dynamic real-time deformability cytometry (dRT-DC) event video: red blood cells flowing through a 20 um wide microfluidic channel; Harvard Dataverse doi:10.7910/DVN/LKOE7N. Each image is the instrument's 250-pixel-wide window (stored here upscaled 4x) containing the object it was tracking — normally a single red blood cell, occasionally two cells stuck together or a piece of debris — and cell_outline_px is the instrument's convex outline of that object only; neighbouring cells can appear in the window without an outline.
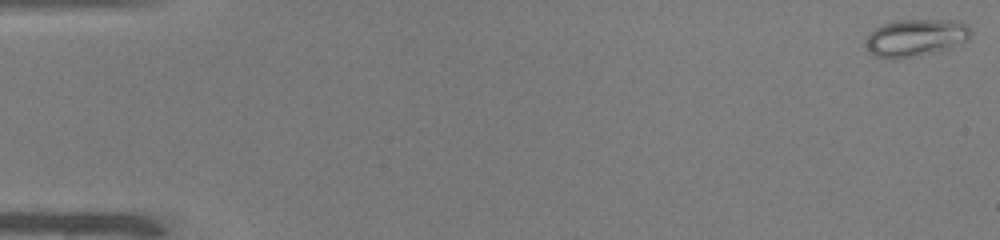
{"species": "common noctule bat (a hibernating species)", "species_latin": "Nyctalus noctula", "temperature_condition": "warm", "stored_images_in_passage": 50, "camera_frame_rate_fps": 3000, "um_per_image_px": 0.085, "animal": {"sex": "male", "body_mass_g": 19.0, "forearm_length_mm": 50.8}, "frame": {"image": 1, "passage_image": 1, "time_ms": 0.0, "image_size_px": [1000, 240], "cell_outline_px": [[972, 32], [968, 40], [948, 48], [892, 60], [876, 56], [868, 52], [868, 36], [876, 28], [884, 24], [896, 20], [956, 20], [968, 24]], "centroid_in_image_um": [77.87, 3.19], "position_along_channel_um": 7.1, "area_um2": 22.43}}
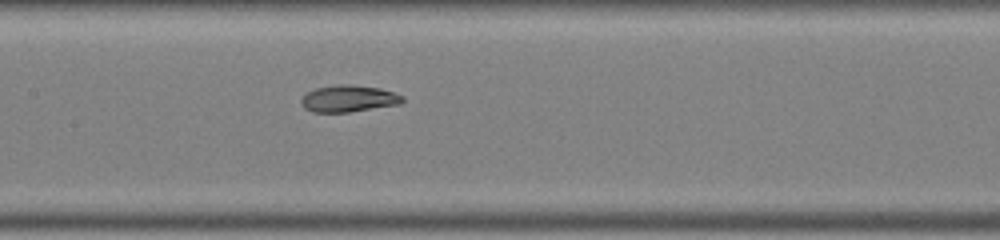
{"frame": {"image": 2, "passage_image": 25, "time_ms": 8.0, "image_size_px": [1000, 240], "cell_outline_px": [[404, 100], [400, 104], [348, 112], [312, 112], [304, 108], [300, 104], [300, 100], [308, 92], [316, 88], [340, 84], [352, 84], [380, 88], [404, 96]], "centroid_in_image_um": [29.62, 8.38], "position_along_channel_um": 177.8, "area_um2": 15.78}}
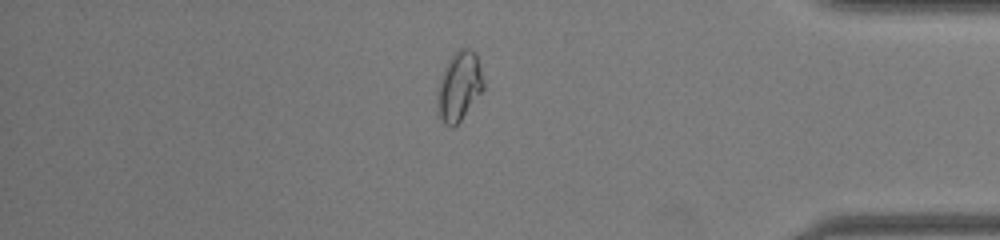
{"frame": {"image": 3, "passage_image": 43, "time_ms": 14.0, "image_size_px": [1000, 240], "cell_outline_px": [[484, 88], [460, 120], [452, 128], [444, 124], [436, 112], [440, 76], [448, 60], [460, 48], [468, 48], [476, 52], [484, 80]], "centroid_in_image_um": [39.02, 7.33], "position_along_channel_um": 396.2, "area_um2": 18.5}, "authors_computed_cell_mechanics": {"area_um2": 18.1781, "velocity_mm_per_s": 4.0814, "shape_relaxation_time_tau1_ms": 7.9094, "shape_relaxation_time_tau2_ms": 1.378, "deformation_change_tau1": 0.2043, "deformation_change_tau2": 0.0406}}